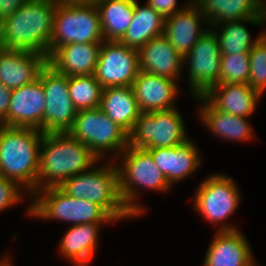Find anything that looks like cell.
<instances>
[{
    "mask_svg": "<svg viewBox=\"0 0 266 266\" xmlns=\"http://www.w3.org/2000/svg\"><path fill=\"white\" fill-rule=\"evenodd\" d=\"M100 160L68 132L44 133L39 149L37 191L60 187L70 177L88 171Z\"/></svg>",
    "mask_w": 266,
    "mask_h": 266,
    "instance_id": "obj_1",
    "label": "cell"
},
{
    "mask_svg": "<svg viewBox=\"0 0 266 266\" xmlns=\"http://www.w3.org/2000/svg\"><path fill=\"white\" fill-rule=\"evenodd\" d=\"M59 0H26L17 11L0 22L4 49L23 50L49 56L53 17Z\"/></svg>",
    "mask_w": 266,
    "mask_h": 266,
    "instance_id": "obj_2",
    "label": "cell"
},
{
    "mask_svg": "<svg viewBox=\"0 0 266 266\" xmlns=\"http://www.w3.org/2000/svg\"><path fill=\"white\" fill-rule=\"evenodd\" d=\"M43 135L37 129L0 125V176L17 182L29 196L37 191Z\"/></svg>",
    "mask_w": 266,
    "mask_h": 266,
    "instance_id": "obj_3",
    "label": "cell"
},
{
    "mask_svg": "<svg viewBox=\"0 0 266 266\" xmlns=\"http://www.w3.org/2000/svg\"><path fill=\"white\" fill-rule=\"evenodd\" d=\"M107 163L103 166L97 163L93 169L70 177L60 188L71 197L86 199L101 206L116 222L134 217L120 196L116 160L110 157Z\"/></svg>",
    "mask_w": 266,
    "mask_h": 266,
    "instance_id": "obj_4",
    "label": "cell"
},
{
    "mask_svg": "<svg viewBox=\"0 0 266 266\" xmlns=\"http://www.w3.org/2000/svg\"><path fill=\"white\" fill-rule=\"evenodd\" d=\"M104 36L93 0H59L53 17L49 55L71 43H102Z\"/></svg>",
    "mask_w": 266,
    "mask_h": 266,
    "instance_id": "obj_5",
    "label": "cell"
},
{
    "mask_svg": "<svg viewBox=\"0 0 266 266\" xmlns=\"http://www.w3.org/2000/svg\"><path fill=\"white\" fill-rule=\"evenodd\" d=\"M120 156L123 162L117 165L120 196L128 211L134 217H138L146 208L136 202V197L139 195L138 186L157 192H166L171 189V186L146 149L128 145L119 155V159Z\"/></svg>",
    "mask_w": 266,
    "mask_h": 266,
    "instance_id": "obj_6",
    "label": "cell"
},
{
    "mask_svg": "<svg viewBox=\"0 0 266 266\" xmlns=\"http://www.w3.org/2000/svg\"><path fill=\"white\" fill-rule=\"evenodd\" d=\"M30 198L33 201L27 207V214L33 218L56 219L73 223L71 224L73 226L86 223L115 222L101 206L86 199L79 200L71 197L60 187L40 189Z\"/></svg>",
    "mask_w": 266,
    "mask_h": 266,
    "instance_id": "obj_7",
    "label": "cell"
},
{
    "mask_svg": "<svg viewBox=\"0 0 266 266\" xmlns=\"http://www.w3.org/2000/svg\"><path fill=\"white\" fill-rule=\"evenodd\" d=\"M68 133L84 143L100 161L104 162L106 152H114L109 156H113L112 160L115 161L128 146V134L99 107L77 111L74 124Z\"/></svg>",
    "mask_w": 266,
    "mask_h": 266,
    "instance_id": "obj_8",
    "label": "cell"
},
{
    "mask_svg": "<svg viewBox=\"0 0 266 266\" xmlns=\"http://www.w3.org/2000/svg\"><path fill=\"white\" fill-rule=\"evenodd\" d=\"M180 114L176 108L140 112L128 134V145L146 149L168 148L185 143L189 137Z\"/></svg>",
    "mask_w": 266,
    "mask_h": 266,
    "instance_id": "obj_9",
    "label": "cell"
},
{
    "mask_svg": "<svg viewBox=\"0 0 266 266\" xmlns=\"http://www.w3.org/2000/svg\"><path fill=\"white\" fill-rule=\"evenodd\" d=\"M240 191L233 179L220 174L209 175L194 194V208L208 222L218 225V231L238 230L227 219L240 205Z\"/></svg>",
    "mask_w": 266,
    "mask_h": 266,
    "instance_id": "obj_10",
    "label": "cell"
},
{
    "mask_svg": "<svg viewBox=\"0 0 266 266\" xmlns=\"http://www.w3.org/2000/svg\"><path fill=\"white\" fill-rule=\"evenodd\" d=\"M45 94L43 133L68 132L77 114L69 95V77L55 71L47 64L38 77Z\"/></svg>",
    "mask_w": 266,
    "mask_h": 266,
    "instance_id": "obj_11",
    "label": "cell"
},
{
    "mask_svg": "<svg viewBox=\"0 0 266 266\" xmlns=\"http://www.w3.org/2000/svg\"><path fill=\"white\" fill-rule=\"evenodd\" d=\"M140 72L138 50L120 41H103L94 76L103 88L132 86Z\"/></svg>",
    "mask_w": 266,
    "mask_h": 266,
    "instance_id": "obj_12",
    "label": "cell"
},
{
    "mask_svg": "<svg viewBox=\"0 0 266 266\" xmlns=\"http://www.w3.org/2000/svg\"><path fill=\"white\" fill-rule=\"evenodd\" d=\"M184 64L189 65L188 83L192 97L203 95L210 87L219 83L221 52L214 30L209 28L199 38L184 57Z\"/></svg>",
    "mask_w": 266,
    "mask_h": 266,
    "instance_id": "obj_13",
    "label": "cell"
},
{
    "mask_svg": "<svg viewBox=\"0 0 266 266\" xmlns=\"http://www.w3.org/2000/svg\"><path fill=\"white\" fill-rule=\"evenodd\" d=\"M45 102L42 81L39 78L12 90L8 114L0 121V125L32 128L43 132Z\"/></svg>",
    "mask_w": 266,
    "mask_h": 266,
    "instance_id": "obj_14",
    "label": "cell"
},
{
    "mask_svg": "<svg viewBox=\"0 0 266 266\" xmlns=\"http://www.w3.org/2000/svg\"><path fill=\"white\" fill-rule=\"evenodd\" d=\"M202 22H207V17L200 8L191 1L183 10L164 20V36L185 57L199 38L209 30L203 28Z\"/></svg>",
    "mask_w": 266,
    "mask_h": 266,
    "instance_id": "obj_15",
    "label": "cell"
},
{
    "mask_svg": "<svg viewBox=\"0 0 266 266\" xmlns=\"http://www.w3.org/2000/svg\"><path fill=\"white\" fill-rule=\"evenodd\" d=\"M47 65L41 53L4 49L0 53V83L9 90L34 82Z\"/></svg>",
    "mask_w": 266,
    "mask_h": 266,
    "instance_id": "obj_16",
    "label": "cell"
},
{
    "mask_svg": "<svg viewBox=\"0 0 266 266\" xmlns=\"http://www.w3.org/2000/svg\"><path fill=\"white\" fill-rule=\"evenodd\" d=\"M191 139L168 148H146L170 186L189 177L201 165L198 147Z\"/></svg>",
    "mask_w": 266,
    "mask_h": 266,
    "instance_id": "obj_17",
    "label": "cell"
},
{
    "mask_svg": "<svg viewBox=\"0 0 266 266\" xmlns=\"http://www.w3.org/2000/svg\"><path fill=\"white\" fill-rule=\"evenodd\" d=\"M177 80L140 71L132 88L141 112L175 108L179 89Z\"/></svg>",
    "mask_w": 266,
    "mask_h": 266,
    "instance_id": "obj_18",
    "label": "cell"
},
{
    "mask_svg": "<svg viewBox=\"0 0 266 266\" xmlns=\"http://www.w3.org/2000/svg\"><path fill=\"white\" fill-rule=\"evenodd\" d=\"M203 266H257L252 249L240 230L217 231Z\"/></svg>",
    "mask_w": 266,
    "mask_h": 266,
    "instance_id": "obj_19",
    "label": "cell"
},
{
    "mask_svg": "<svg viewBox=\"0 0 266 266\" xmlns=\"http://www.w3.org/2000/svg\"><path fill=\"white\" fill-rule=\"evenodd\" d=\"M102 43H71L56 48L47 58L55 71L68 77L94 74Z\"/></svg>",
    "mask_w": 266,
    "mask_h": 266,
    "instance_id": "obj_20",
    "label": "cell"
},
{
    "mask_svg": "<svg viewBox=\"0 0 266 266\" xmlns=\"http://www.w3.org/2000/svg\"><path fill=\"white\" fill-rule=\"evenodd\" d=\"M215 109L240 117H250L262 95L248 84L217 83L202 95Z\"/></svg>",
    "mask_w": 266,
    "mask_h": 266,
    "instance_id": "obj_21",
    "label": "cell"
},
{
    "mask_svg": "<svg viewBox=\"0 0 266 266\" xmlns=\"http://www.w3.org/2000/svg\"><path fill=\"white\" fill-rule=\"evenodd\" d=\"M140 71L178 80L184 57L164 35L152 38L138 50Z\"/></svg>",
    "mask_w": 266,
    "mask_h": 266,
    "instance_id": "obj_22",
    "label": "cell"
},
{
    "mask_svg": "<svg viewBox=\"0 0 266 266\" xmlns=\"http://www.w3.org/2000/svg\"><path fill=\"white\" fill-rule=\"evenodd\" d=\"M101 224L71 225L61 238L59 252L75 266H88L98 246Z\"/></svg>",
    "mask_w": 266,
    "mask_h": 266,
    "instance_id": "obj_23",
    "label": "cell"
},
{
    "mask_svg": "<svg viewBox=\"0 0 266 266\" xmlns=\"http://www.w3.org/2000/svg\"><path fill=\"white\" fill-rule=\"evenodd\" d=\"M196 101H201L199 120L215 136L224 140L250 141L254 139L253 130L248 122L247 117L231 115L215 109L202 95L195 97ZM203 103V104H202ZM202 104V106H201Z\"/></svg>",
    "mask_w": 266,
    "mask_h": 266,
    "instance_id": "obj_24",
    "label": "cell"
},
{
    "mask_svg": "<svg viewBox=\"0 0 266 266\" xmlns=\"http://www.w3.org/2000/svg\"><path fill=\"white\" fill-rule=\"evenodd\" d=\"M99 108L127 134L141 112L132 86L103 88Z\"/></svg>",
    "mask_w": 266,
    "mask_h": 266,
    "instance_id": "obj_25",
    "label": "cell"
},
{
    "mask_svg": "<svg viewBox=\"0 0 266 266\" xmlns=\"http://www.w3.org/2000/svg\"><path fill=\"white\" fill-rule=\"evenodd\" d=\"M207 17L209 28L222 22L263 15V0H192Z\"/></svg>",
    "mask_w": 266,
    "mask_h": 266,
    "instance_id": "obj_26",
    "label": "cell"
},
{
    "mask_svg": "<svg viewBox=\"0 0 266 266\" xmlns=\"http://www.w3.org/2000/svg\"><path fill=\"white\" fill-rule=\"evenodd\" d=\"M164 20L150 5L140 6L135 0L132 22L120 42L139 50L152 38L164 34Z\"/></svg>",
    "mask_w": 266,
    "mask_h": 266,
    "instance_id": "obj_27",
    "label": "cell"
},
{
    "mask_svg": "<svg viewBox=\"0 0 266 266\" xmlns=\"http://www.w3.org/2000/svg\"><path fill=\"white\" fill-rule=\"evenodd\" d=\"M250 25H262L264 26L263 15L255 16L248 19H242L239 21H228L222 22L218 25L212 26V30L215 29V34L217 35L221 54H234L246 53L251 50V48L259 41V39L266 33L262 31L259 35L252 40L250 31L246 28L244 24ZM214 27V28H213ZM219 29V33L216 29ZM222 27V28H221Z\"/></svg>",
    "mask_w": 266,
    "mask_h": 266,
    "instance_id": "obj_28",
    "label": "cell"
},
{
    "mask_svg": "<svg viewBox=\"0 0 266 266\" xmlns=\"http://www.w3.org/2000/svg\"><path fill=\"white\" fill-rule=\"evenodd\" d=\"M105 41H120L132 22L135 0H93Z\"/></svg>",
    "mask_w": 266,
    "mask_h": 266,
    "instance_id": "obj_29",
    "label": "cell"
},
{
    "mask_svg": "<svg viewBox=\"0 0 266 266\" xmlns=\"http://www.w3.org/2000/svg\"><path fill=\"white\" fill-rule=\"evenodd\" d=\"M69 95L77 111L100 106L103 87L94 74L69 77Z\"/></svg>",
    "mask_w": 266,
    "mask_h": 266,
    "instance_id": "obj_30",
    "label": "cell"
},
{
    "mask_svg": "<svg viewBox=\"0 0 266 266\" xmlns=\"http://www.w3.org/2000/svg\"><path fill=\"white\" fill-rule=\"evenodd\" d=\"M250 74L249 52L221 54L219 83L248 84Z\"/></svg>",
    "mask_w": 266,
    "mask_h": 266,
    "instance_id": "obj_31",
    "label": "cell"
},
{
    "mask_svg": "<svg viewBox=\"0 0 266 266\" xmlns=\"http://www.w3.org/2000/svg\"><path fill=\"white\" fill-rule=\"evenodd\" d=\"M250 74L248 85L261 95L266 90V33L249 51Z\"/></svg>",
    "mask_w": 266,
    "mask_h": 266,
    "instance_id": "obj_32",
    "label": "cell"
},
{
    "mask_svg": "<svg viewBox=\"0 0 266 266\" xmlns=\"http://www.w3.org/2000/svg\"><path fill=\"white\" fill-rule=\"evenodd\" d=\"M23 189L14 180L0 176V211L11 208L21 202L24 198L22 191H25L26 195H28V192Z\"/></svg>",
    "mask_w": 266,
    "mask_h": 266,
    "instance_id": "obj_33",
    "label": "cell"
},
{
    "mask_svg": "<svg viewBox=\"0 0 266 266\" xmlns=\"http://www.w3.org/2000/svg\"><path fill=\"white\" fill-rule=\"evenodd\" d=\"M146 3L155 9L163 18L174 15L189 4L188 2L186 5H183V7H179V5H177V0H147Z\"/></svg>",
    "mask_w": 266,
    "mask_h": 266,
    "instance_id": "obj_34",
    "label": "cell"
},
{
    "mask_svg": "<svg viewBox=\"0 0 266 266\" xmlns=\"http://www.w3.org/2000/svg\"><path fill=\"white\" fill-rule=\"evenodd\" d=\"M26 0H0V22L14 14Z\"/></svg>",
    "mask_w": 266,
    "mask_h": 266,
    "instance_id": "obj_35",
    "label": "cell"
},
{
    "mask_svg": "<svg viewBox=\"0 0 266 266\" xmlns=\"http://www.w3.org/2000/svg\"><path fill=\"white\" fill-rule=\"evenodd\" d=\"M12 90L0 83V121L8 114Z\"/></svg>",
    "mask_w": 266,
    "mask_h": 266,
    "instance_id": "obj_36",
    "label": "cell"
},
{
    "mask_svg": "<svg viewBox=\"0 0 266 266\" xmlns=\"http://www.w3.org/2000/svg\"><path fill=\"white\" fill-rule=\"evenodd\" d=\"M9 258L8 256H3V258L0 259V266H13Z\"/></svg>",
    "mask_w": 266,
    "mask_h": 266,
    "instance_id": "obj_37",
    "label": "cell"
},
{
    "mask_svg": "<svg viewBox=\"0 0 266 266\" xmlns=\"http://www.w3.org/2000/svg\"><path fill=\"white\" fill-rule=\"evenodd\" d=\"M263 17H264V23L266 26V0H263ZM266 31V27L263 28Z\"/></svg>",
    "mask_w": 266,
    "mask_h": 266,
    "instance_id": "obj_38",
    "label": "cell"
},
{
    "mask_svg": "<svg viewBox=\"0 0 266 266\" xmlns=\"http://www.w3.org/2000/svg\"><path fill=\"white\" fill-rule=\"evenodd\" d=\"M4 50L3 42L0 37V53Z\"/></svg>",
    "mask_w": 266,
    "mask_h": 266,
    "instance_id": "obj_39",
    "label": "cell"
}]
</instances>
